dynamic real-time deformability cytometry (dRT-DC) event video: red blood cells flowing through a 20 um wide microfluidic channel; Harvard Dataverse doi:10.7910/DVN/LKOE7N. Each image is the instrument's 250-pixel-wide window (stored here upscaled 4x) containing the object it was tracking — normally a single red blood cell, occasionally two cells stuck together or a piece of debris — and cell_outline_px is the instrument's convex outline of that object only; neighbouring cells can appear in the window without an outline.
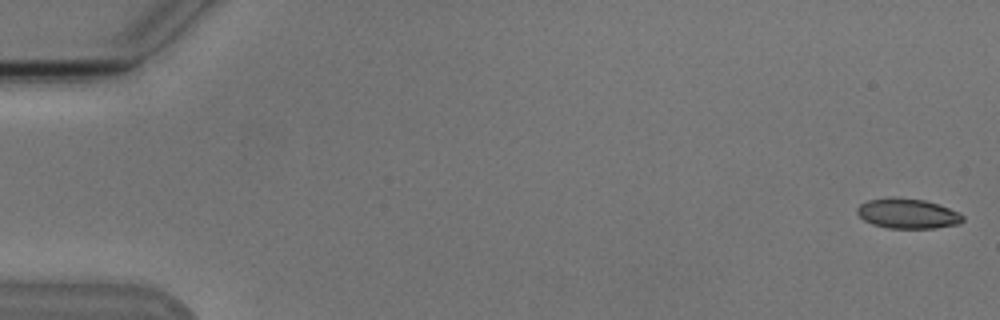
{"species": "Egyptian fruit bat (a non-hibernating species)", "species_latin": "Rousettus aegyptiacus", "temperature_condition": "cold", "stored_images_in_passage": 6, "camera_frame_rate_fps": 3000, "um_per_image_px": 0.085, "animal": {"sex": "male"}, "frame": {"image": 1, "passage_image": 6, "time_ms": 6.0, "image_size_px": [1000, 320], "cell_outline_px": [[964, 220], [960, 224], [932, 228], [888, 228], [872, 224], [864, 220], [856, 212], [856, 208], [860, 204], [868, 200], [924, 200], [960, 212], [964, 216]], "centroid_in_image_um": [77.19, 18.2], "position_along_channel_um": 7.8, "area_um2": 17.74}}